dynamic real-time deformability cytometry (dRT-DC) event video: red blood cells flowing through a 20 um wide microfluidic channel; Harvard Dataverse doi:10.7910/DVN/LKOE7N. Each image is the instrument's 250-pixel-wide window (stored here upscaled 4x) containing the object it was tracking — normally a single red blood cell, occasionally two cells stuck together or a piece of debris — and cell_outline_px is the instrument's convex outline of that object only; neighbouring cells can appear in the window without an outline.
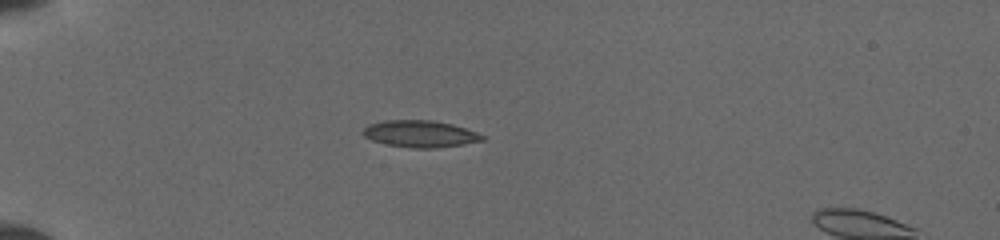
{"species": "common noctule bat (a hibernating species)", "species_latin": "Nyctalus noctula", "temperature_condition": "cold", "stored_images_in_passage": 32, "camera_frame_rate_fps": 3000, "um_per_image_px": 0.085, "animal": {"sex": "female", "body_mass_g": 19.5, "forearm_length_mm": 54.1}, "frame": {"image": 1, "passage_image": 4, "time_ms": 0.667, "image_size_px": [1000, 240], "cell_outline_px": [[488, 136], [484, 140], [464, 144], [436, 148], [412, 148], [388, 144], [372, 140], [364, 136], [360, 132], [368, 124], [384, 120], [432, 120], [452, 124]], "centroid_in_image_um": [35.72, 11.37], "position_along_channel_um": 49.3, "area_um2": 18.73}}
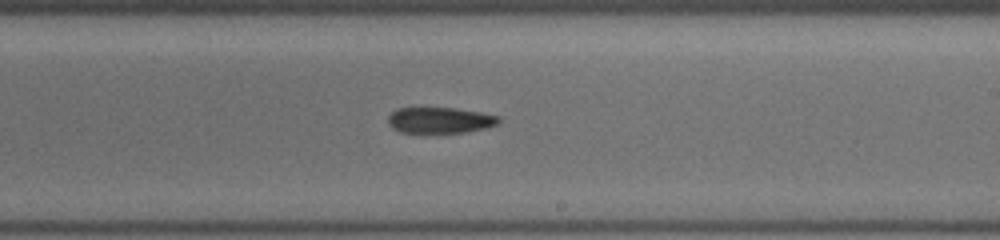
{"frame": {"image": 2, "passage_image": 18, "time_ms": 6.333, "image_size_px": [1000, 240], "cell_outline_px": [[500, 124], [488, 128], [468, 132], [400, 132], [392, 128], [388, 124], [388, 116], [396, 108], [452, 108], [480, 112], [500, 116]], "centroid_in_image_um": [37.43, 10.22], "position_along_channel_um": 251.6, "area_um2": 16.82}}
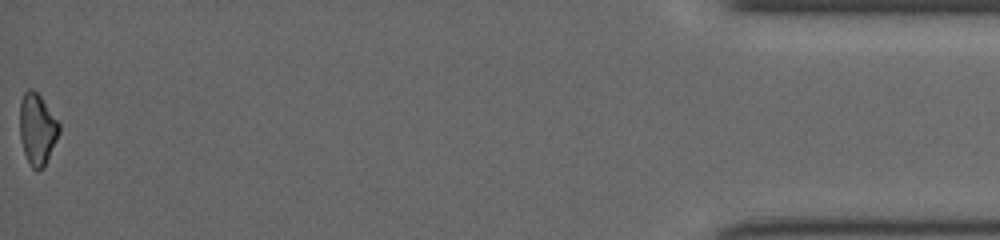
{"frame": {"image": 3, "passage_image": 32, "time_ms": 12.667, "image_size_px": [1000, 240], "cell_outline_px": [[60, 132], [44, 164], [36, 172], [32, 168], [24, 152], [20, 136], [20, 100], [24, 92], [28, 88], [32, 88], [40, 96], [60, 124]], "centroid_in_image_um": [3.15, 10.93], "position_along_channel_um": 432.1, "area_um2": 16.01}}